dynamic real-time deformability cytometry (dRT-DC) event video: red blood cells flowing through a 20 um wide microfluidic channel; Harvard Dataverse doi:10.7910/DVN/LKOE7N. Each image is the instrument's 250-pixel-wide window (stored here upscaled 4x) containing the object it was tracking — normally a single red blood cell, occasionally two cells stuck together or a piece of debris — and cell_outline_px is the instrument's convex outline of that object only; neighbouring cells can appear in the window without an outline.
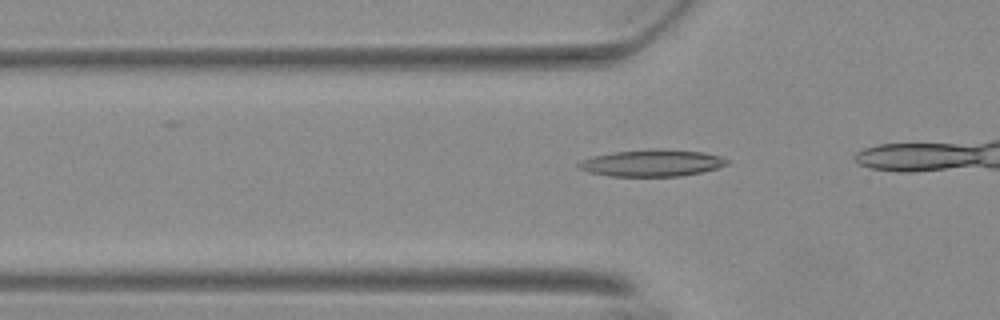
{"species": "Egyptian fruit bat (a non-hibernating species)", "species_latin": "Rousettus aegyptiacus", "temperature_condition": "warm", "stored_images_in_passage": 29, "camera_frame_rate_fps": 3000, "um_per_image_px": 0.085, "animal": {"sex": "female"}, "frame": {"image": 1, "passage_image": 4, "time_ms": 1.0, "image_size_px": [1000, 320], "cell_outline_px": [[728, 164], [716, 168], [700, 172], [680, 176], [612, 176], [588, 172], [576, 168], [576, 164], [580, 160], [592, 156], [612, 152], [704, 152], [720, 156], [728, 160]], "centroid_in_image_um": [55.33, 13.91], "position_along_channel_um": 70.5, "area_um2": 21.96}}
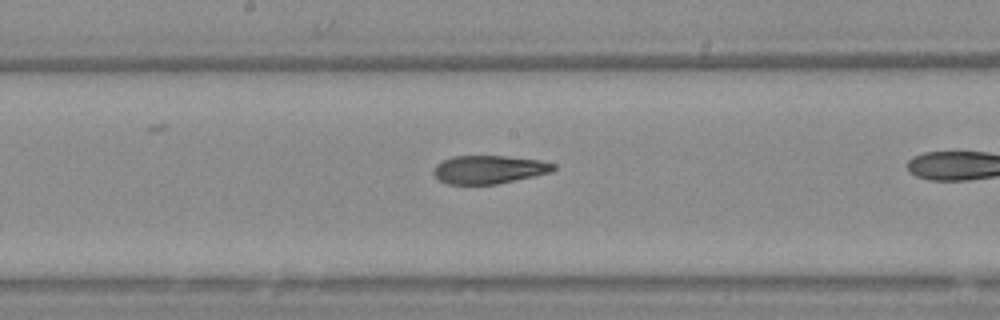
{"frame": {"image": 2, "passage_image": 15, "time_ms": 4.667, "image_size_px": [1000, 320], "cell_outline_px": [[556, 168], [552, 172], [496, 184], [448, 184], [440, 180], [432, 172], [432, 168], [436, 164], [452, 156], [508, 156], [540, 160], [556, 164]], "centroid_in_image_um": [41.56, 14.4], "position_along_channel_um": 206.6, "area_um2": 19.77}}
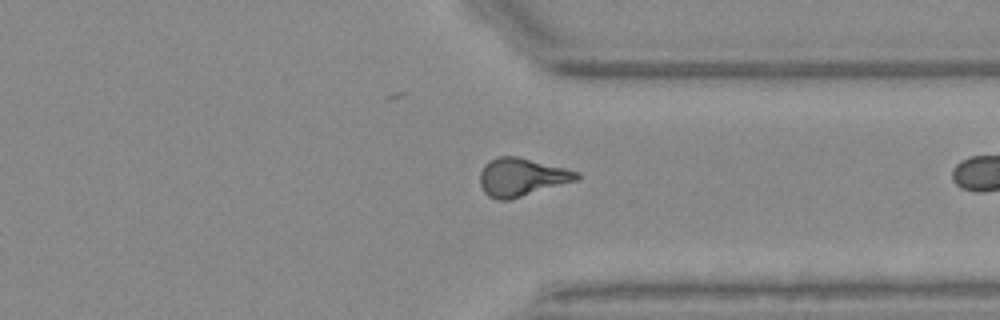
{"frame": {"image": 3, "passage_image": 28, "time_ms": 9.0, "image_size_px": [1000, 320], "cell_outline_px": [[580, 176], [576, 180], [508, 200], [496, 200], [488, 196], [484, 192], [480, 184], [480, 172], [484, 164], [488, 160], [496, 156], [516, 156], [580, 172]], "centroid_in_image_um": [44.28, 15.05], "position_along_channel_um": 367.1, "area_um2": 21.27}}